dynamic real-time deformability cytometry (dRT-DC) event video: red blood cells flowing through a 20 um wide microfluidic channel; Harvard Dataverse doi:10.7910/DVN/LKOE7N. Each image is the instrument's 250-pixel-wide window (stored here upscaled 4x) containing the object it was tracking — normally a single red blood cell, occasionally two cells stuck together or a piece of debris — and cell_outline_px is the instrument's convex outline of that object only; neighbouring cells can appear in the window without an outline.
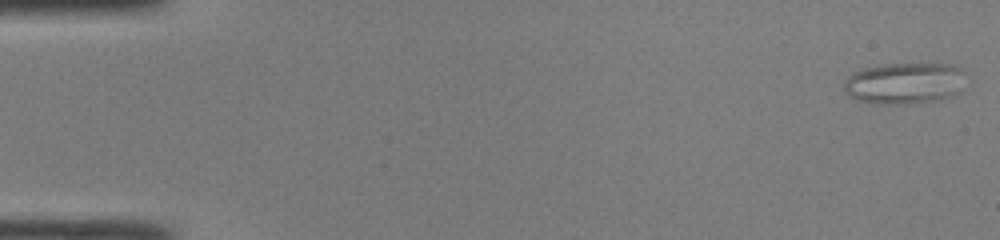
{"species": "common noctule bat (a hibernating species)", "species_latin": "Nyctalus noctula", "temperature_condition": "room temperature", "stored_images_in_passage": 47, "camera_frame_rate_fps": 3000, "um_per_image_px": 0.085, "animal": {"sex": "male", "body_mass_g": 19.0, "forearm_length_mm": 50.8}, "frame": {"image": 1, "passage_image": 1, "time_ms": 0.0, "image_size_px": [1000, 240], "cell_outline_px": [[964, 72], [960, 92], [936, 100], [888, 104], [884, 104], [856, 100], [848, 96], [844, 92], [844, 80], [848, 76], [864, 68], [884, 64], [956, 64], [964, 68]], "centroid_in_image_um": [76.87, 7.05], "position_along_channel_um": 8.1, "area_um2": 29.19}}
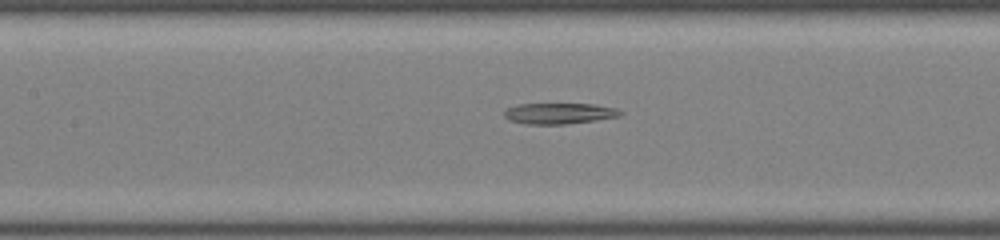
{"frame": {"image": 2, "passage_image": 22, "time_ms": 7.0, "image_size_px": [1000, 240], "cell_outline_px": [[624, 112], [620, 116], [596, 120], [564, 124], [528, 124], [508, 120], [504, 116], [504, 112], [508, 108], [520, 104], [596, 104], [616, 108]], "centroid_in_image_um": [47.56, 9.64], "position_along_channel_um": 159.8, "area_um2": 14.1}}
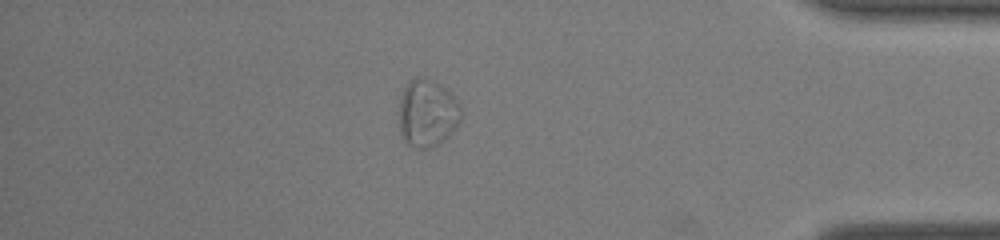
{"frame": {"image": 3, "passage_image": 41, "time_ms": 13.333, "image_size_px": [1000, 240], "cell_outline_px": [[460, 120], [456, 128], [448, 136], [432, 148], [420, 148], [408, 144], [400, 128], [400, 100], [404, 88], [408, 80], [416, 76], [424, 76], [448, 88], [452, 92], [460, 104]], "centroid_in_image_um": [36.35, 9.56], "position_along_channel_um": 398.8, "area_um2": 24.45}}